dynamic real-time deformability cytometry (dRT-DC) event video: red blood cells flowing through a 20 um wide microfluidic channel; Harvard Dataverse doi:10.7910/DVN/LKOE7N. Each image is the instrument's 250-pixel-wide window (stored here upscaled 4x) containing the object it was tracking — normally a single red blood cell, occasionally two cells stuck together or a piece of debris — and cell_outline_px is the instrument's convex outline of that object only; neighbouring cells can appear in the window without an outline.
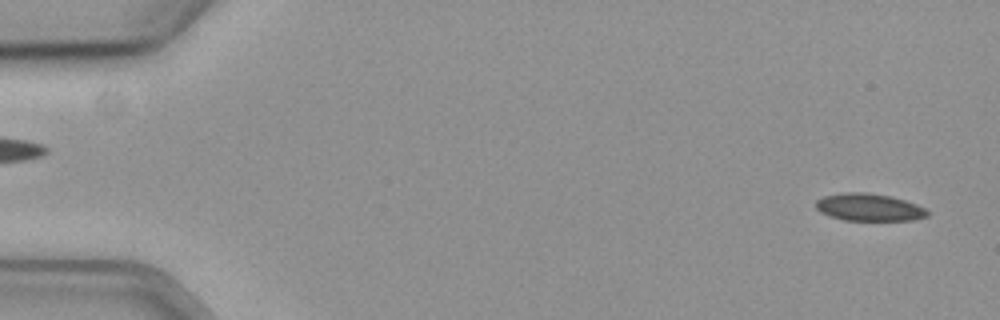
{"species": "common noctule bat (a hibernating species)", "species_latin": "Nyctalus noctula", "temperature_condition": "cold", "stored_images_in_passage": 17, "camera_frame_rate_fps": 3000, "um_per_image_px": 0.085, "animal": {"sex": "female", "body_mass_g": 19.3, "forearm_length_mm": 54.1}, "frame": {"image": 1, "passage_image": 1, "time_ms": 0.0, "image_size_px": [1000, 320], "cell_outline_px": [[928, 216], [912, 220], [844, 220], [820, 212], [816, 208], [816, 200], [824, 196], [844, 192], [868, 192], [892, 196], [916, 204], [924, 208], [928, 212]], "centroid_in_image_um": [73.86, 17.61], "position_along_channel_um": 11.1, "area_um2": 17.74}}
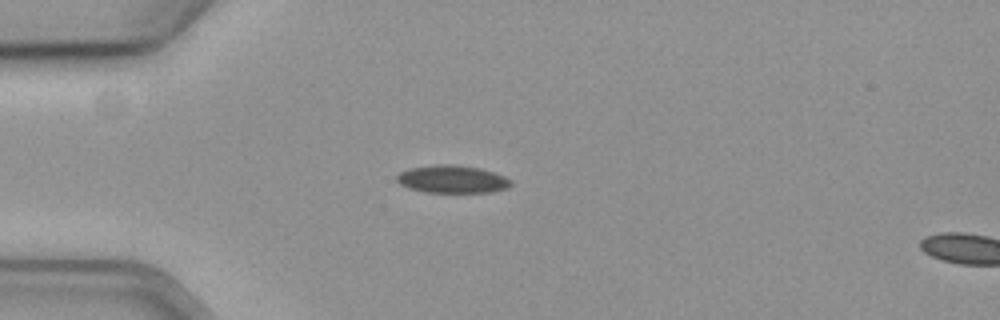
{"frame": {"image": 2, "passage_image": 14, "time_ms": 4.333, "image_size_px": [1000, 320], "cell_outline_px": [[512, 184], [508, 188], [488, 192], [424, 192], [408, 188], [400, 184], [396, 180], [396, 176], [400, 172], [412, 168], [436, 164], [452, 164], [480, 168], [504, 176], [512, 180]], "centroid_in_image_um": [38.44, 15.23], "position_along_channel_um": 46.6, "area_um2": 18.38}}